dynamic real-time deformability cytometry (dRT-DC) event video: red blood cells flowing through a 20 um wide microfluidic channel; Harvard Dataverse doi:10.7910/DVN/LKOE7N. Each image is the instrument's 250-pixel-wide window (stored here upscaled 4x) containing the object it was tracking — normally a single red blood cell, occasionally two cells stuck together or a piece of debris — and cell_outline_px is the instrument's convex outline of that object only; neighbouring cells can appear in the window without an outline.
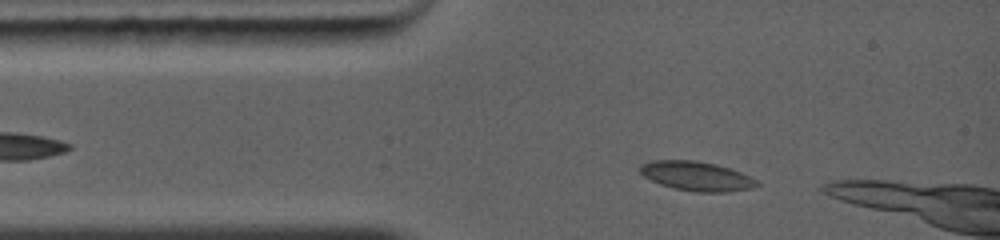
{"species": "common noctule bat (a hibernating species)", "species_latin": "Nyctalus noctula", "temperature_condition": "warm", "stored_images_in_passage": 30, "camera_frame_rate_fps": 5000, "um_per_image_px": 0.085, "animal": {"sex": "female", "body_mass_g": 19.0, "forearm_length_mm": 56.7}, "frame": {"image": 1, "passage_image": 3, "time_ms": 0.4, "image_size_px": [1000, 240], "cell_outline_px": [[760, 184], [752, 188], [728, 192], [696, 192], [676, 188], [660, 184], [644, 176], [640, 172], [640, 164], [652, 160], [696, 160], [716, 164], [752, 176]], "centroid_in_image_um": [59.22, 14.96], "position_along_channel_um": 25.8, "area_um2": 19.94}}
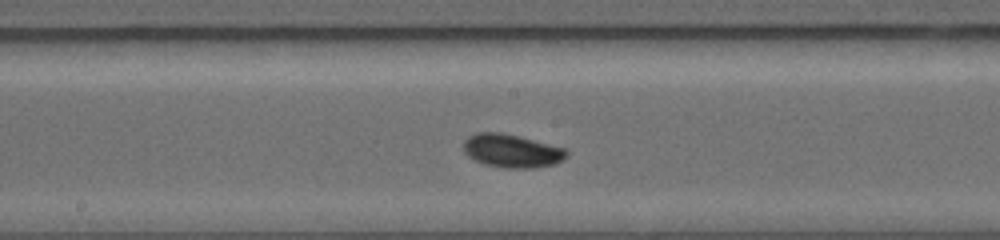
{"frame": {"image": 2, "passage_image": 19, "time_ms": 5.0, "image_size_px": [1000, 240], "cell_outline_px": [[568, 156], [564, 160], [556, 164], [532, 168], [504, 168], [484, 164], [468, 156], [464, 152], [464, 140], [468, 136], [476, 132], [500, 132], [568, 148]], "centroid_in_image_um": [43.54, 12.82], "position_along_channel_um": 204.7, "area_um2": 20.23}}
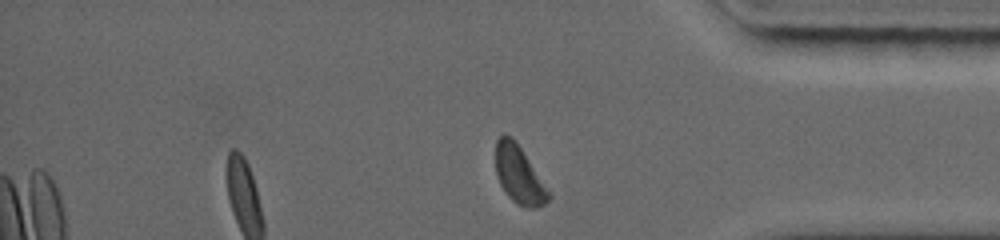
{"frame": {"image": 3, "passage_image": 29, "time_ms": 9.6, "image_size_px": [1000, 240], "cell_outline_px": [[552, 196], [544, 204], [536, 208], [528, 208], [516, 204], [508, 196], [500, 184], [496, 176], [496, 140], [504, 132], [516, 140]], "centroid_in_image_um": [44.1, 14.85], "position_along_channel_um": 391.1, "area_um2": 17.74}}